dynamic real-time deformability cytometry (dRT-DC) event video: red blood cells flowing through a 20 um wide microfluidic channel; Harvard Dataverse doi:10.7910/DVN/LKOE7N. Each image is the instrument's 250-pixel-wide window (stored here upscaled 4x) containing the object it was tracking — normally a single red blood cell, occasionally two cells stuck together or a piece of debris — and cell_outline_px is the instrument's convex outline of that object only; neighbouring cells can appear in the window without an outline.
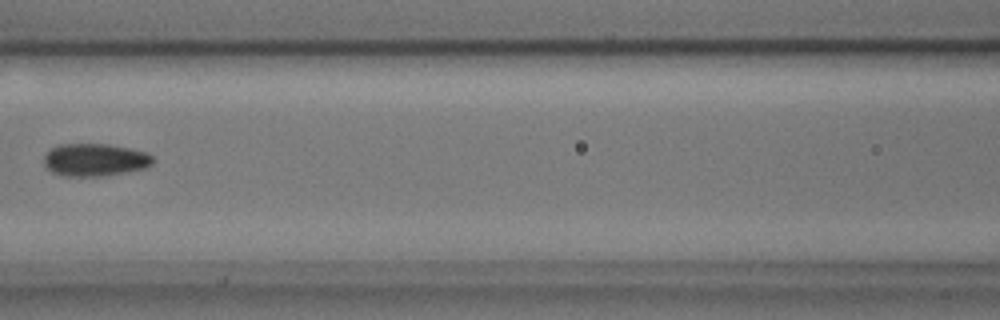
{"species": "common noctule bat (a hibernating species)", "species_latin": "Nyctalus noctula", "temperature_condition": "cold", "stored_images_in_passage": 9, "camera_frame_rate_fps": 3000, "um_per_image_px": 0.085, "animal": {"sex": "male", "body_mass_g": 17.9, "forearm_length_mm": 54.2}, "frame": {"image": 1, "passage_image": 6, "time_ms": 1.667, "image_size_px": [1000, 320], "cell_outline_px": [[152, 164], [144, 168], [124, 172], [100, 176], [64, 176], [52, 172], [44, 164], [44, 156], [52, 148], [60, 144], [108, 144], [128, 148], [144, 152], [152, 156]], "centroid_in_image_um": [8.03, 13.58], "position_along_channel_um": 158.6, "area_um2": 20.4}}
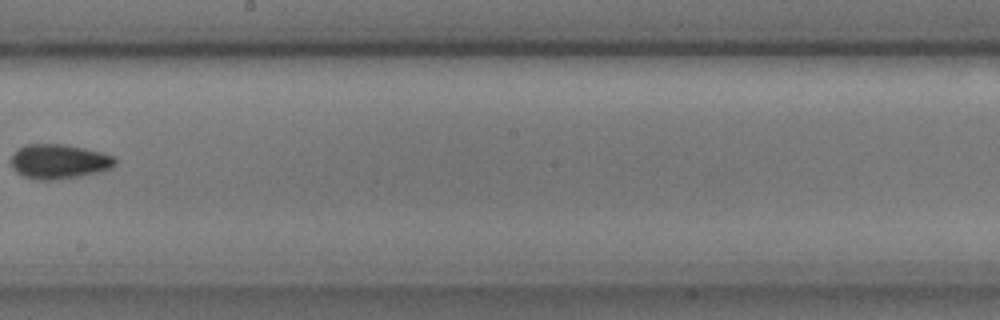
{"frame": {"image": 2, "passage_image": 8, "time_ms": 2.333, "image_size_px": [1000, 320], "cell_outline_px": [[116, 164], [112, 168], [104, 172], [80, 176], [52, 180], [32, 180], [16, 172], [12, 168], [12, 156], [20, 148], [28, 144], [64, 144], [104, 152], [116, 156]], "centroid_in_image_um": [5.09, 13.74], "position_along_channel_um": 243.1, "area_um2": 21.27}}
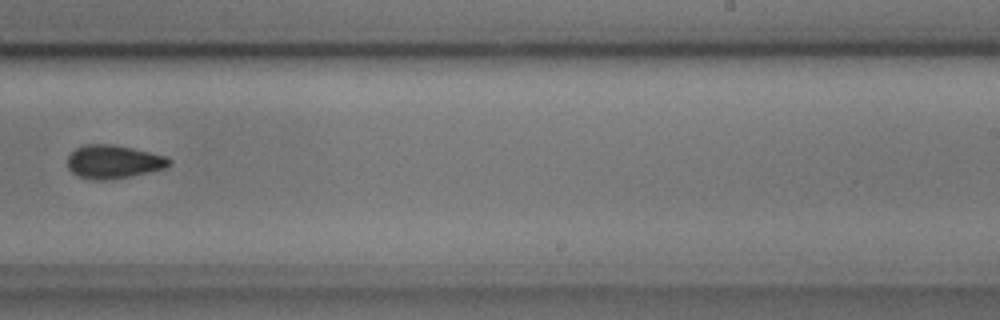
{"frame": {"image": 3, "passage_image": 9, "time_ms": 2.667, "image_size_px": [1000, 320], "cell_outline_px": [[172, 164], [164, 168], [132, 176], [112, 180], [88, 180], [76, 176], [68, 168], [68, 156], [76, 148], [84, 144], [116, 144], [168, 156], [172, 160]], "centroid_in_image_um": [9.65, 13.75], "position_along_channel_um": 279.3, "area_um2": 20.23}}